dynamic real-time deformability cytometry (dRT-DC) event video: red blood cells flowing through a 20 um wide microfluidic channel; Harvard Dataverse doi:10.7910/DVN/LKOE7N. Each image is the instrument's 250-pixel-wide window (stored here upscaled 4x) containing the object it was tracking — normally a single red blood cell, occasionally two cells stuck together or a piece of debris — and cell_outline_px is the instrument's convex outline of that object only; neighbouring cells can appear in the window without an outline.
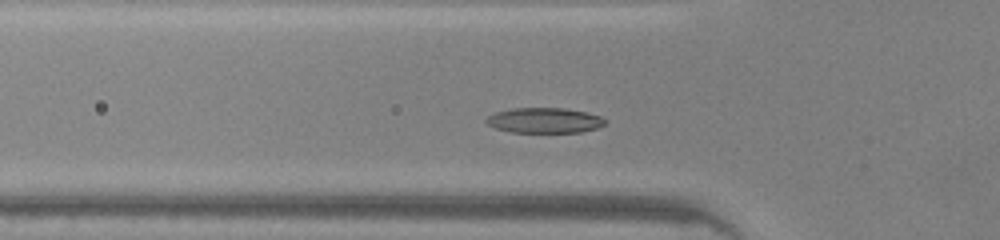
{"species": "common noctule bat (a hibernating species)", "species_latin": "Nyctalus noctula", "temperature_condition": "warm", "stored_images_in_passage": 41, "camera_frame_rate_fps": 3000, "um_per_image_px": 0.085, "animal": {"sex": "male", "body_mass_g": 20.0, "forearm_length_mm": 53.3}, "frame": {"image": 1, "passage_image": 8, "time_ms": 2.333, "image_size_px": [1000, 240], "cell_outline_px": [[608, 120], [604, 124], [596, 128], [580, 132], [512, 132], [496, 128], [488, 124], [484, 120], [492, 112], [512, 108], [564, 108], [584, 112], [600, 116]], "centroid_in_image_um": [46.24, 10.22], "position_along_channel_um": 79.6, "area_um2": 17.46}}
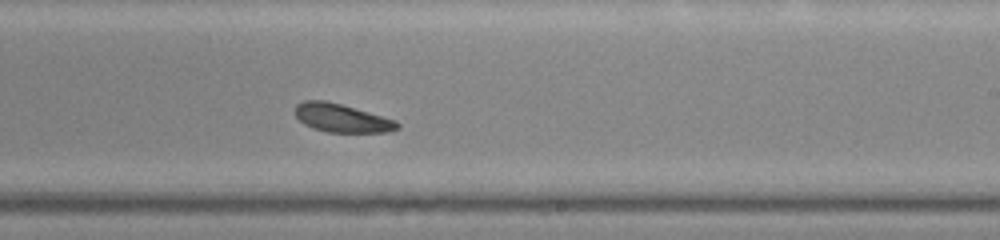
{"frame": {"image": 2, "passage_image": 21, "time_ms": 6.667, "image_size_px": [1000, 240], "cell_outline_px": [[400, 128], [388, 132], [328, 132], [312, 128], [304, 124], [296, 116], [296, 104], [304, 100], [324, 100], [340, 104], [396, 120], [400, 124]], "centroid_in_image_um": [29.05, 10.04], "position_along_channel_um": 259.9, "area_um2": 16.76}}
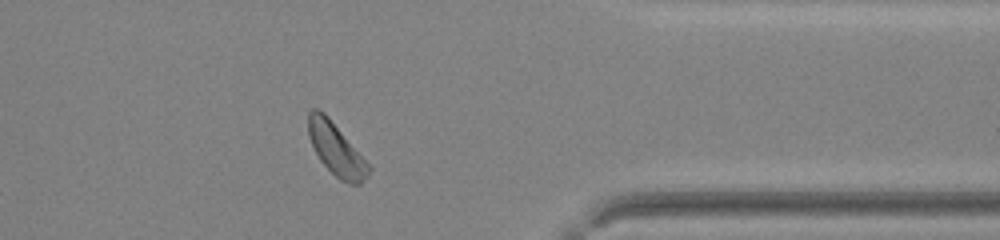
{"frame": {"image": 3, "passage_image": 31, "time_ms": 10.0, "image_size_px": [1000, 240], "cell_outline_px": [[372, 168], [368, 176], [360, 184], [348, 184], [340, 180], [320, 160], [308, 136], [308, 112], [312, 108], [320, 108], [328, 116]], "centroid_in_image_um": [28.56, 12.68], "position_along_channel_um": 382.8, "area_um2": 18.21}, "authors_computed_cell_mechanics": {"area_um2": 17.051, "velocity_mm_per_s": 4.173, "shape_relaxation_time_tau1_ms": 3.0235, "shape_relaxation_time_tau2_ms": 2.649, "deformation_change_tau1": 0.0915, "deformation_change_tau2": 0.0783}}